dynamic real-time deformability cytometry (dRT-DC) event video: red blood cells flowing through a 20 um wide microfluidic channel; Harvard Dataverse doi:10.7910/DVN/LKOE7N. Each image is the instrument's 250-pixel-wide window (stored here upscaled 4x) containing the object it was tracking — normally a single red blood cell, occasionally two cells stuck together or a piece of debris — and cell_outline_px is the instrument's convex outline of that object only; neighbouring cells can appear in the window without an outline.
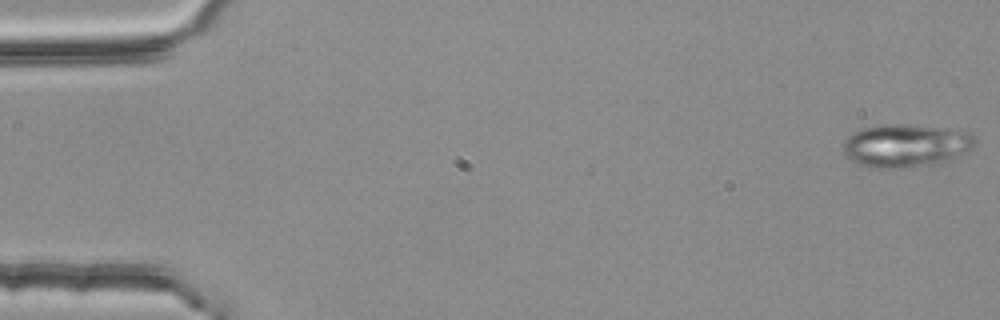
{"species": "common noctule bat (a hibernating species)", "species_latin": "Nyctalus noctula", "temperature_condition": "room temperature", "stored_images_in_passage": 4, "segment_of_instrument_passage": [1, 2], "camera_frame_rate_fps": 3000, "um_per_image_px": 0.085, "animal": {"sex": "female", "body_mass_g": 25.1}, "frame": {"image": 1, "passage_image": 1, "time_ms": 0.0, "image_size_px": [1000, 320], "cell_outline_px": [[976, 144], [972, 148], [940, 164], [896, 168], [876, 168], [860, 164], [844, 156], [844, 140], [848, 136], [864, 128], [880, 124], [904, 124], [944, 128], [972, 132], [976, 140]], "centroid_in_image_um": [77.01, 12.37], "position_along_channel_um": 8.0, "area_um2": 33.06}}